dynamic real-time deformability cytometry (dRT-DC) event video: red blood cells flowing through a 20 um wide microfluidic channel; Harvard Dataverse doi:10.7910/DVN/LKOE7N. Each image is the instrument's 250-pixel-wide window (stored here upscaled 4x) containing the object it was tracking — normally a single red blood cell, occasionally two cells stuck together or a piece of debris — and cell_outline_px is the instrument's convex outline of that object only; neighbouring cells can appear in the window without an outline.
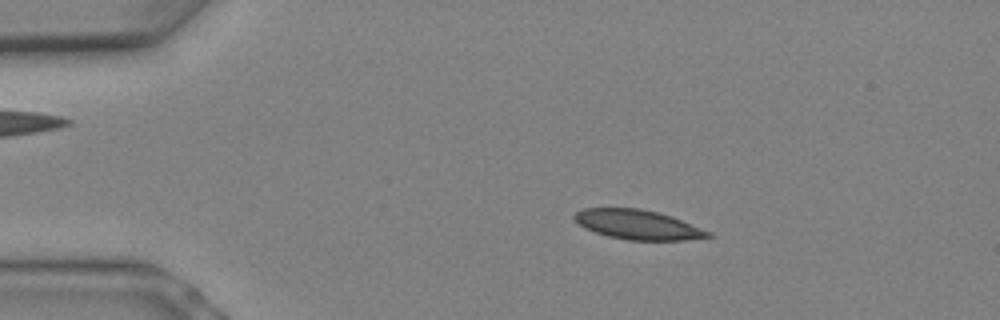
{"species": "Egyptian fruit bat (a non-hibernating species)", "species_latin": "Rousettus aegyptiacus", "temperature_condition": "warm", "stored_images_in_passage": 7, "camera_frame_rate_fps": 3000, "um_per_image_px": 0.085, "animal": {"sex": "female"}, "frame": {"image": 1, "passage_image": 3, "time_ms": 0.667, "image_size_px": [1000, 320], "cell_outline_px": [[712, 236], [684, 240], [628, 240], [608, 236], [596, 232], [580, 224], [572, 216], [576, 212], [584, 208], [640, 208], [672, 216], [712, 232]], "centroid_in_image_um": [54.24, 19.09], "position_along_channel_um": 30.8, "area_um2": 22.77}}
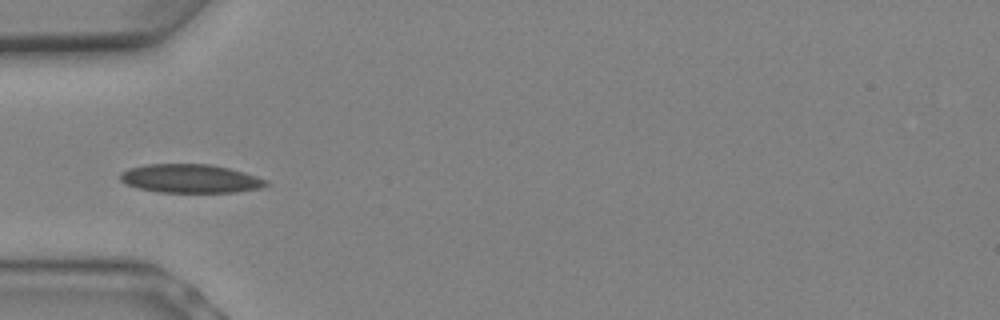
{"frame": {"image": 2, "passage_image": 6, "time_ms": 1.667, "image_size_px": [1000, 320], "cell_outline_px": [[268, 184], [260, 188], [236, 192], [156, 192], [136, 188], [120, 180], [120, 172], [128, 168], [144, 164], [212, 164], [244, 172], [268, 180]], "centroid_in_image_um": [16.15, 15.17], "position_along_channel_um": 68.8, "area_um2": 24.45}}